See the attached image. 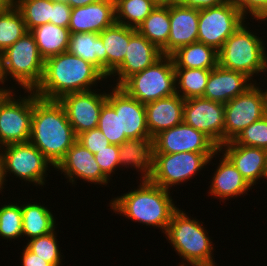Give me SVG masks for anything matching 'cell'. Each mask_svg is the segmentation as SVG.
I'll use <instances>...</instances> for the list:
<instances>
[{
  "label": "cell",
  "instance_id": "cell-3",
  "mask_svg": "<svg viewBox=\"0 0 267 266\" xmlns=\"http://www.w3.org/2000/svg\"><path fill=\"white\" fill-rule=\"evenodd\" d=\"M136 188L112 198L109 209L140 225L161 229L165 234L173 213L179 208L171 193L150 180H140Z\"/></svg>",
  "mask_w": 267,
  "mask_h": 266
},
{
  "label": "cell",
  "instance_id": "cell-1",
  "mask_svg": "<svg viewBox=\"0 0 267 266\" xmlns=\"http://www.w3.org/2000/svg\"><path fill=\"white\" fill-rule=\"evenodd\" d=\"M109 82L93 64L68 52L49 57L44 63L41 83L35 94L46 100H59L66 94L84 92Z\"/></svg>",
  "mask_w": 267,
  "mask_h": 266
},
{
  "label": "cell",
  "instance_id": "cell-15",
  "mask_svg": "<svg viewBox=\"0 0 267 266\" xmlns=\"http://www.w3.org/2000/svg\"><path fill=\"white\" fill-rule=\"evenodd\" d=\"M154 153H216L219 147L203 132L182 122L153 137Z\"/></svg>",
  "mask_w": 267,
  "mask_h": 266
},
{
  "label": "cell",
  "instance_id": "cell-35",
  "mask_svg": "<svg viewBox=\"0 0 267 266\" xmlns=\"http://www.w3.org/2000/svg\"><path fill=\"white\" fill-rule=\"evenodd\" d=\"M15 6L23 16L27 31L51 23V0H16Z\"/></svg>",
  "mask_w": 267,
  "mask_h": 266
},
{
  "label": "cell",
  "instance_id": "cell-39",
  "mask_svg": "<svg viewBox=\"0 0 267 266\" xmlns=\"http://www.w3.org/2000/svg\"><path fill=\"white\" fill-rule=\"evenodd\" d=\"M233 141L239 145L267 150V115L246 127Z\"/></svg>",
  "mask_w": 267,
  "mask_h": 266
},
{
  "label": "cell",
  "instance_id": "cell-23",
  "mask_svg": "<svg viewBox=\"0 0 267 266\" xmlns=\"http://www.w3.org/2000/svg\"><path fill=\"white\" fill-rule=\"evenodd\" d=\"M115 5L99 0L71 10L68 29L70 33H101L115 23Z\"/></svg>",
  "mask_w": 267,
  "mask_h": 266
},
{
  "label": "cell",
  "instance_id": "cell-55",
  "mask_svg": "<svg viewBox=\"0 0 267 266\" xmlns=\"http://www.w3.org/2000/svg\"><path fill=\"white\" fill-rule=\"evenodd\" d=\"M52 2H59V1H61V2H66V0H51Z\"/></svg>",
  "mask_w": 267,
  "mask_h": 266
},
{
  "label": "cell",
  "instance_id": "cell-25",
  "mask_svg": "<svg viewBox=\"0 0 267 266\" xmlns=\"http://www.w3.org/2000/svg\"><path fill=\"white\" fill-rule=\"evenodd\" d=\"M121 170L132 167L140 175V180H149L152 174L154 148L153 138L128 139L119 145ZM124 167V168H123Z\"/></svg>",
  "mask_w": 267,
  "mask_h": 266
},
{
  "label": "cell",
  "instance_id": "cell-34",
  "mask_svg": "<svg viewBox=\"0 0 267 266\" xmlns=\"http://www.w3.org/2000/svg\"><path fill=\"white\" fill-rule=\"evenodd\" d=\"M156 6L152 0H118L115 4V21L136 29Z\"/></svg>",
  "mask_w": 267,
  "mask_h": 266
},
{
  "label": "cell",
  "instance_id": "cell-11",
  "mask_svg": "<svg viewBox=\"0 0 267 266\" xmlns=\"http://www.w3.org/2000/svg\"><path fill=\"white\" fill-rule=\"evenodd\" d=\"M245 19L230 0L219 6L201 8L197 42L209 45L218 51Z\"/></svg>",
  "mask_w": 267,
  "mask_h": 266
},
{
  "label": "cell",
  "instance_id": "cell-38",
  "mask_svg": "<svg viewBox=\"0 0 267 266\" xmlns=\"http://www.w3.org/2000/svg\"><path fill=\"white\" fill-rule=\"evenodd\" d=\"M98 128L111 144L121 145L128 140L126 136H120V110H115L108 102L102 106Z\"/></svg>",
  "mask_w": 267,
  "mask_h": 266
},
{
  "label": "cell",
  "instance_id": "cell-24",
  "mask_svg": "<svg viewBox=\"0 0 267 266\" xmlns=\"http://www.w3.org/2000/svg\"><path fill=\"white\" fill-rule=\"evenodd\" d=\"M184 103L185 100L176 93L145 104L148 131L152 138L183 122Z\"/></svg>",
  "mask_w": 267,
  "mask_h": 266
},
{
  "label": "cell",
  "instance_id": "cell-6",
  "mask_svg": "<svg viewBox=\"0 0 267 266\" xmlns=\"http://www.w3.org/2000/svg\"><path fill=\"white\" fill-rule=\"evenodd\" d=\"M44 63L34 36L28 31L3 51L5 83L13 80L22 90H35L42 81Z\"/></svg>",
  "mask_w": 267,
  "mask_h": 266
},
{
  "label": "cell",
  "instance_id": "cell-8",
  "mask_svg": "<svg viewBox=\"0 0 267 266\" xmlns=\"http://www.w3.org/2000/svg\"><path fill=\"white\" fill-rule=\"evenodd\" d=\"M120 87L143 104L176 94L172 57L163 55L152 66L133 74Z\"/></svg>",
  "mask_w": 267,
  "mask_h": 266
},
{
  "label": "cell",
  "instance_id": "cell-9",
  "mask_svg": "<svg viewBox=\"0 0 267 266\" xmlns=\"http://www.w3.org/2000/svg\"><path fill=\"white\" fill-rule=\"evenodd\" d=\"M1 155L5 179L12 174L11 177L15 176L22 183L25 181L36 187L46 186L50 167L55 168L30 141L3 146Z\"/></svg>",
  "mask_w": 267,
  "mask_h": 266
},
{
  "label": "cell",
  "instance_id": "cell-18",
  "mask_svg": "<svg viewBox=\"0 0 267 266\" xmlns=\"http://www.w3.org/2000/svg\"><path fill=\"white\" fill-rule=\"evenodd\" d=\"M63 174L73 186L77 180L91 183L98 186H107L110 179L102 172L95 160L94 154L79 142H75L67 151L65 157L54 168Z\"/></svg>",
  "mask_w": 267,
  "mask_h": 266
},
{
  "label": "cell",
  "instance_id": "cell-17",
  "mask_svg": "<svg viewBox=\"0 0 267 266\" xmlns=\"http://www.w3.org/2000/svg\"><path fill=\"white\" fill-rule=\"evenodd\" d=\"M162 56L161 50L149 42L135 28L129 27V43L125 58L110 74L109 81L114 79V84L110 83V85L121 86L133 74L152 66Z\"/></svg>",
  "mask_w": 267,
  "mask_h": 266
},
{
  "label": "cell",
  "instance_id": "cell-36",
  "mask_svg": "<svg viewBox=\"0 0 267 266\" xmlns=\"http://www.w3.org/2000/svg\"><path fill=\"white\" fill-rule=\"evenodd\" d=\"M6 203L0 206V238L9 241L23 238L22 233V204Z\"/></svg>",
  "mask_w": 267,
  "mask_h": 266
},
{
  "label": "cell",
  "instance_id": "cell-12",
  "mask_svg": "<svg viewBox=\"0 0 267 266\" xmlns=\"http://www.w3.org/2000/svg\"><path fill=\"white\" fill-rule=\"evenodd\" d=\"M260 84L255 82L224 104V143L234 140L246 127L266 115Z\"/></svg>",
  "mask_w": 267,
  "mask_h": 266
},
{
  "label": "cell",
  "instance_id": "cell-54",
  "mask_svg": "<svg viewBox=\"0 0 267 266\" xmlns=\"http://www.w3.org/2000/svg\"><path fill=\"white\" fill-rule=\"evenodd\" d=\"M102 1H107V2L113 3L115 5L118 0H102Z\"/></svg>",
  "mask_w": 267,
  "mask_h": 266
},
{
  "label": "cell",
  "instance_id": "cell-16",
  "mask_svg": "<svg viewBox=\"0 0 267 266\" xmlns=\"http://www.w3.org/2000/svg\"><path fill=\"white\" fill-rule=\"evenodd\" d=\"M108 87L107 102L115 110H120V136L128 139L152 138L148 131L145 104L120 86L109 84Z\"/></svg>",
  "mask_w": 267,
  "mask_h": 266
},
{
  "label": "cell",
  "instance_id": "cell-47",
  "mask_svg": "<svg viewBox=\"0 0 267 266\" xmlns=\"http://www.w3.org/2000/svg\"><path fill=\"white\" fill-rule=\"evenodd\" d=\"M8 181V179H5L4 176V167H3V158L2 155H0V194L2 192H5V185L7 184L6 182ZM4 189V190H3Z\"/></svg>",
  "mask_w": 267,
  "mask_h": 266
},
{
  "label": "cell",
  "instance_id": "cell-5",
  "mask_svg": "<svg viewBox=\"0 0 267 266\" xmlns=\"http://www.w3.org/2000/svg\"><path fill=\"white\" fill-rule=\"evenodd\" d=\"M245 20L239 28L227 38L218 50V65L246 74L252 80L261 74H267L266 41L248 25ZM251 29V30H250ZM258 35V36H257ZM265 73V74H264Z\"/></svg>",
  "mask_w": 267,
  "mask_h": 266
},
{
  "label": "cell",
  "instance_id": "cell-19",
  "mask_svg": "<svg viewBox=\"0 0 267 266\" xmlns=\"http://www.w3.org/2000/svg\"><path fill=\"white\" fill-rule=\"evenodd\" d=\"M219 151L233 163L251 187L259 184L260 179L267 180V150L239 145L232 140L223 143Z\"/></svg>",
  "mask_w": 267,
  "mask_h": 266
},
{
  "label": "cell",
  "instance_id": "cell-27",
  "mask_svg": "<svg viewBox=\"0 0 267 266\" xmlns=\"http://www.w3.org/2000/svg\"><path fill=\"white\" fill-rule=\"evenodd\" d=\"M24 203V204H23ZM22 203V233L26 240L43 236L53 232L56 224L55 216L52 210L44 204L34 201Z\"/></svg>",
  "mask_w": 267,
  "mask_h": 266
},
{
  "label": "cell",
  "instance_id": "cell-44",
  "mask_svg": "<svg viewBox=\"0 0 267 266\" xmlns=\"http://www.w3.org/2000/svg\"><path fill=\"white\" fill-rule=\"evenodd\" d=\"M21 251V266H53L41 257L37 256L35 253L31 252L26 246H24Z\"/></svg>",
  "mask_w": 267,
  "mask_h": 266
},
{
  "label": "cell",
  "instance_id": "cell-46",
  "mask_svg": "<svg viewBox=\"0 0 267 266\" xmlns=\"http://www.w3.org/2000/svg\"><path fill=\"white\" fill-rule=\"evenodd\" d=\"M97 1L99 0H66V2L71 6V8L86 6Z\"/></svg>",
  "mask_w": 267,
  "mask_h": 266
},
{
  "label": "cell",
  "instance_id": "cell-20",
  "mask_svg": "<svg viewBox=\"0 0 267 266\" xmlns=\"http://www.w3.org/2000/svg\"><path fill=\"white\" fill-rule=\"evenodd\" d=\"M199 9L180 4L170 5V35L162 55L170 56L178 48L198 40Z\"/></svg>",
  "mask_w": 267,
  "mask_h": 266
},
{
  "label": "cell",
  "instance_id": "cell-13",
  "mask_svg": "<svg viewBox=\"0 0 267 266\" xmlns=\"http://www.w3.org/2000/svg\"><path fill=\"white\" fill-rule=\"evenodd\" d=\"M58 101L63 106L77 136L84 131L98 127L102 106L107 102V92L105 90L102 92V89L96 88L66 94Z\"/></svg>",
  "mask_w": 267,
  "mask_h": 266
},
{
  "label": "cell",
  "instance_id": "cell-14",
  "mask_svg": "<svg viewBox=\"0 0 267 266\" xmlns=\"http://www.w3.org/2000/svg\"><path fill=\"white\" fill-rule=\"evenodd\" d=\"M183 122L208 136L218 147L224 143V104L194 97L186 99Z\"/></svg>",
  "mask_w": 267,
  "mask_h": 266
},
{
  "label": "cell",
  "instance_id": "cell-45",
  "mask_svg": "<svg viewBox=\"0 0 267 266\" xmlns=\"http://www.w3.org/2000/svg\"><path fill=\"white\" fill-rule=\"evenodd\" d=\"M228 0H177L176 3L191 8H207L222 5Z\"/></svg>",
  "mask_w": 267,
  "mask_h": 266
},
{
  "label": "cell",
  "instance_id": "cell-31",
  "mask_svg": "<svg viewBox=\"0 0 267 266\" xmlns=\"http://www.w3.org/2000/svg\"><path fill=\"white\" fill-rule=\"evenodd\" d=\"M99 36L107 52V78L123 62L129 43V27L115 22Z\"/></svg>",
  "mask_w": 267,
  "mask_h": 266
},
{
  "label": "cell",
  "instance_id": "cell-42",
  "mask_svg": "<svg viewBox=\"0 0 267 266\" xmlns=\"http://www.w3.org/2000/svg\"><path fill=\"white\" fill-rule=\"evenodd\" d=\"M77 142L93 154L105 149L111 144L98 127L77 135Z\"/></svg>",
  "mask_w": 267,
  "mask_h": 266
},
{
  "label": "cell",
  "instance_id": "cell-43",
  "mask_svg": "<svg viewBox=\"0 0 267 266\" xmlns=\"http://www.w3.org/2000/svg\"><path fill=\"white\" fill-rule=\"evenodd\" d=\"M71 6L67 2H52L51 23L60 27H69Z\"/></svg>",
  "mask_w": 267,
  "mask_h": 266
},
{
  "label": "cell",
  "instance_id": "cell-41",
  "mask_svg": "<svg viewBox=\"0 0 267 266\" xmlns=\"http://www.w3.org/2000/svg\"><path fill=\"white\" fill-rule=\"evenodd\" d=\"M248 19L250 16L253 20L267 19V0H230ZM249 13V14H248ZM250 15V16H249Z\"/></svg>",
  "mask_w": 267,
  "mask_h": 266
},
{
  "label": "cell",
  "instance_id": "cell-33",
  "mask_svg": "<svg viewBox=\"0 0 267 266\" xmlns=\"http://www.w3.org/2000/svg\"><path fill=\"white\" fill-rule=\"evenodd\" d=\"M27 32L23 16L16 6L0 7V51L13 45Z\"/></svg>",
  "mask_w": 267,
  "mask_h": 266
},
{
  "label": "cell",
  "instance_id": "cell-7",
  "mask_svg": "<svg viewBox=\"0 0 267 266\" xmlns=\"http://www.w3.org/2000/svg\"><path fill=\"white\" fill-rule=\"evenodd\" d=\"M216 158L217 152L154 153L152 174L149 180L171 191L173 186L178 187L192 180L195 175L202 174L200 171L212 164L213 160L216 161Z\"/></svg>",
  "mask_w": 267,
  "mask_h": 266
},
{
  "label": "cell",
  "instance_id": "cell-22",
  "mask_svg": "<svg viewBox=\"0 0 267 266\" xmlns=\"http://www.w3.org/2000/svg\"><path fill=\"white\" fill-rule=\"evenodd\" d=\"M256 79L252 80L246 74L225 69L219 65L211 69L203 98L227 103L250 88Z\"/></svg>",
  "mask_w": 267,
  "mask_h": 266
},
{
  "label": "cell",
  "instance_id": "cell-56",
  "mask_svg": "<svg viewBox=\"0 0 267 266\" xmlns=\"http://www.w3.org/2000/svg\"><path fill=\"white\" fill-rule=\"evenodd\" d=\"M1 152H2V146H1V144H0V155H1Z\"/></svg>",
  "mask_w": 267,
  "mask_h": 266
},
{
  "label": "cell",
  "instance_id": "cell-30",
  "mask_svg": "<svg viewBox=\"0 0 267 266\" xmlns=\"http://www.w3.org/2000/svg\"><path fill=\"white\" fill-rule=\"evenodd\" d=\"M136 30L162 50L170 35V5H157Z\"/></svg>",
  "mask_w": 267,
  "mask_h": 266
},
{
  "label": "cell",
  "instance_id": "cell-4",
  "mask_svg": "<svg viewBox=\"0 0 267 266\" xmlns=\"http://www.w3.org/2000/svg\"><path fill=\"white\" fill-rule=\"evenodd\" d=\"M203 223L181 208L173 213L165 238L183 259L179 266H217L213 257L215 243Z\"/></svg>",
  "mask_w": 267,
  "mask_h": 266
},
{
  "label": "cell",
  "instance_id": "cell-28",
  "mask_svg": "<svg viewBox=\"0 0 267 266\" xmlns=\"http://www.w3.org/2000/svg\"><path fill=\"white\" fill-rule=\"evenodd\" d=\"M170 56L174 68L213 69L218 65V51L200 42L182 46Z\"/></svg>",
  "mask_w": 267,
  "mask_h": 266
},
{
  "label": "cell",
  "instance_id": "cell-37",
  "mask_svg": "<svg viewBox=\"0 0 267 266\" xmlns=\"http://www.w3.org/2000/svg\"><path fill=\"white\" fill-rule=\"evenodd\" d=\"M56 232L55 229L49 234L32 238L27 241L25 246L53 266H62L63 256L65 257V255H62Z\"/></svg>",
  "mask_w": 267,
  "mask_h": 266
},
{
  "label": "cell",
  "instance_id": "cell-10",
  "mask_svg": "<svg viewBox=\"0 0 267 266\" xmlns=\"http://www.w3.org/2000/svg\"><path fill=\"white\" fill-rule=\"evenodd\" d=\"M9 91L0 101V144L28 142L33 115V90ZM19 96H18V95ZM19 97V98H18Z\"/></svg>",
  "mask_w": 267,
  "mask_h": 266
},
{
  "label": "cell",
  "instance_id": "cell-2",
  "mask_svg": "<svg viewBox=\"0 0 267 266\" xmlns=\"http://www.w3.org/2000/svg\"><path fill=\"white\" fill-rule=\"evenodd\" d=\"M54 167L77 141L66 112L58 100L39 98L33 90V115L29 140Z\"/></svg>",
  "mask_w": 267,
  "mask_h": 266
},
{
  "label": "cell",
  "instance_id": "cell-29",
  "mask_svg": "<svg viewBox=\"0 0 267 266\" xmlns=\"http://www.w3.org/2000/svg\"><path fill=\"white\" fill-rule=\"evenodd\" d=\"M30 32L33 34L40 56L44 60L67 52L71 35L68 28L46 23L32 29Z\"/></svg>",
  "mask_w": 267,
  "mask_h": 266
},
{
  "label": "cell",
  "instance_id": "cell-48",
  "mask_svg": "<svg viewBox=\"0 0 267 266\" xmlns=\"http://www.w3.org/2000/svg\"><path fill=\"white\" fill-rule=\"evenodd\" d=\"M3 73H4L3 51H0V85L8 87V85H5V80H4V77H3Z\"/></svg>",
  "mask_w": 267,
  "mask_h": 266
},
{
  "label": "cell",
  "instance_id": "cell-32",
  "mask_svg": "<svg viewBox=\"0 0 267 266\" xmlns=\"http://www.w3.org/2000/svg\"><path fill=\"white\" fill-rule=\"evenodd\" d=\"M211 69L175 68L176 93L184 100L203 97Z\"/></svg>",
  "mask_w": 267,
  "mask_h": 266
},
{
  "label": "cell",
  "instance_id": "cell-50",
  "mask_svg": "<svg viewBox=\"0 0 267 266\" xmlns=\"http://www.w3.org/2000/svg\"><path fill=\"white\" fill-rule=\"evenodd\" d=\"M16 5V0H0V7H11Z\"/></svg>",
  "mask_w": 267,
  "mask_h": 266
},
{
  "label": "cell",
  "instance_id": "cell-51",
  "mask_svg": "<svg viewBox=\"0 0 267 266\" xmlns=\"http://www.w3.org/2000/svg\"><path fill=\"white\" fill-rule=\"evenodd\" d=\"M157 5H171L175 4L177 0H152Z\"/></svg>",
  "mask_w": 267,
  "mask_h": 266
},
{
  "label": "cell",
  "instance_id": "cell-21",
  "mask_svg": "<svg viewBox=\"0 0 267 266\" xmlns=\"http://www.w3.org/2000/svg\"><path fill=\"white\" fill-rule=\"evenodd\" d=\"M222 154V155H220ZM220 155V156H219ZM219 159L217 168L212 173V180L209 181V191L207 192L211 197L219 199L220 203L226 202L229 199L239 198L248 195V192L253 188L247 183L240 172L236 169L233 163L219 150L217 151ZM220 157V158H219Z\"/></svg>",
  "mask_w": 267,
  "mask_h": 266
},
{
  "label": "cell",
  "instance_id": "cell-53",
  "mask_svg": "<svg viewBox=\"0 0 267 266\" xmlns=\"http://www.w3.org/2000/svg\"><path fill=\"white\" fill-rule=\"evenodd\" d=\"M256 21H257L258 23H260V24L263 22L262 24L265 23V25H267V23H266V22H267V19H265V20H255V22H256ZM260 21H261V22H260Z\"/></svg>",
  "mask_w": 267,
  "mask_h": 266
},
{
  "label": "cell",
  "instance_id": "cell-40",
  "mask_svg": "<svg viewBox=\"0 0 267 266\" xmlns=\"http://www.w3.org/2000/svg\"><path fill=\"white\" fill-rule=\"evenodd\" d=\"M119 145L110 144L105 149L94 154L95 160L102 172L111 180L113 174L120 169L119 164Z\"/></svg>",
  "mask_w": 267,
  "mask_h": 266
},
{
  "label": "cell",
  "instance_id": "cell-26",
  "mask_svg": "<svg viewBox=\"0 0 267 266\" xmlns=\"http://www.w3.org/2000/svg\"><path fill=\"white\" fill-rule=\"evenodd\" d=\"M67 52L90 62L107 77V52L98 33H71Z\"/></svg>",
  "mask_w": 267,
  "mask_h": 266
},
{
  "label": "cell",
  "instance_id": "cell-49",
  "mask_svg": "<svg viewBox=\"0 0 267 266\" xmlns=\"http://www.w3.org/2000/svg\"><path fill=\"white\" fill-rule=\"evenodd\" d=\"M13 87L0 86V101L4 98V96L11 90H16L15 85L12 84Z\"/></svg>",
  "mask_w": 267,
  "mask_h": 266
},
{
  "label": "cell",
  "instance_id": "cell-52",
  "mask_svg": "<svg viewBox=\"0 0 267 266\" xmlns=\"http://www.w3.org/2000/svg\"><path fill=\"white\" fill-rule=\"evenodd\" d=\"M259 88H260L262 95H263L265 114L267 115V89H266V87H265V89H263L260 86H259Z\"/></svg>",
  "mask_w": 267,
  "mask_h": 266
}]
</instances>
